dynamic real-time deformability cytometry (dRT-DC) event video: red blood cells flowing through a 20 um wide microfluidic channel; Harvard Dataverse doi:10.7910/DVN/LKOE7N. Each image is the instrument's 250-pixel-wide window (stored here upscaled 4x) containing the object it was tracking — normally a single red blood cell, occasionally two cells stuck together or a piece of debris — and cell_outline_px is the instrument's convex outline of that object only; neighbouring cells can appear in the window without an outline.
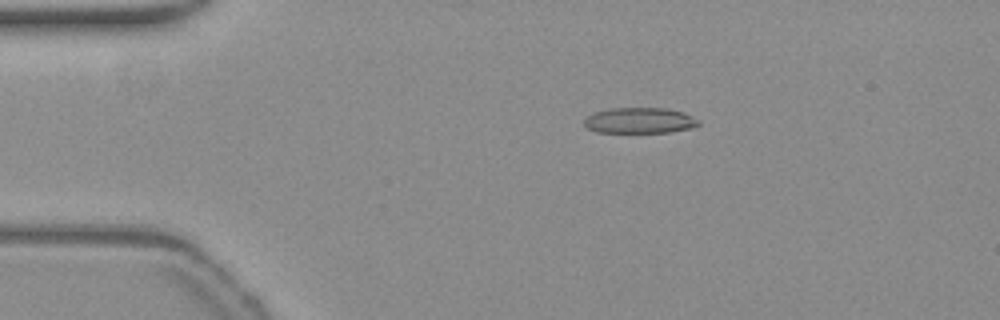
{"species": "common noctule bat (a hibernating species)", "species_latin": "Nyctalus noctula", "temperature_condition": "warm", "stored_images_in_passage": 51, "camera_frame_rate_fps": 3000, "um_per_image_px": 0.085, "animal": {"sex": "female", "body_mass_g": 19.3, "forearm_length_mm": 54.1}, "frame": {"image": 1, "passage_image": 8, "time_ms": 2.333, "image_size_px": [1000, 320], "cell_outline_px": [[700, 124], [692, 128], [668, 132], [596, 132], [588, 128], [584, 124], [584, 120], [592, 112], [608, 108], [668, 108], [684, 112], [700, 120]], "centroid_in_image_um": [54.38, 10.23], "position_along_channel_um": 30.6, "area_um2": 17.28}}
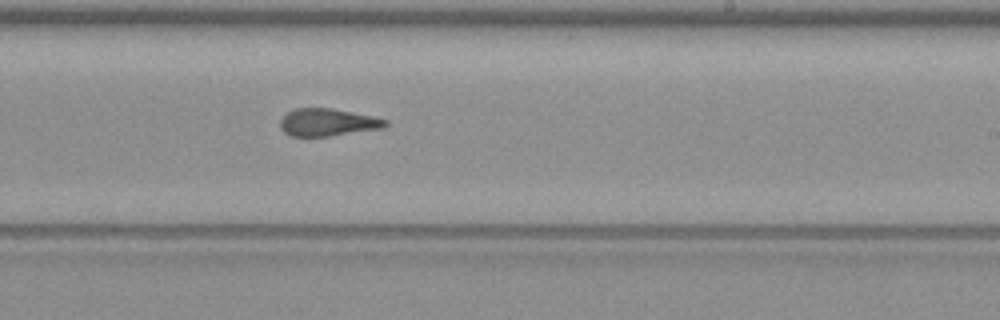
{"frame": {"image": 2, "passage_image": 30, "time_ms": 9.667, "image_size_px": [1000, 320], "cell_outline_px": [[388, 124], [384, 128], [328, 136], [292, 136], [284, 132], [280, 128], [280, 120], [292, 108], [332, 108], [372, 116], [388, 120]], "centroid_in_image_um": [27.85, 10.39], "position_along_channel_um": 261.2, "area_um2": 16.82}}
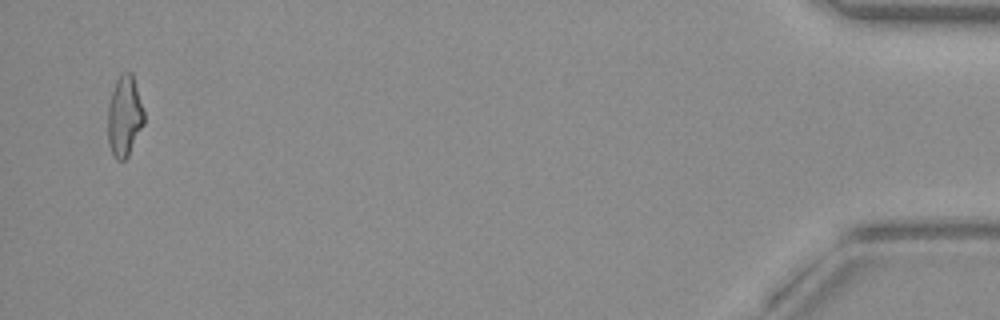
{"frame": {"image": 3, "passage_image": 50, "time_ms": 16.333, "image_size_px": [1000, 320], "cell_outline_px": [[144, 124], [128, 156], [124, 160], [116, 160], [108, 144], [108, 104], [116, 80], [120, 72], [132, 72], [144, 112]], "centroid_in_image_um": [10.57, 9.87], "position_along_channel_um": 424.6, "area_um2": 17.05}, "authors_computed_cell_mechanics": {"area_um2": 17.1666, "velocity_mm_per_s": 3.8347, "shape_relaxation_time_tau1_ms": null, "shape_relaxation_time_tau2_ms": 1.9937, "deformation_change_tau1": null, "deformation_change_tau2": 0.0998}}